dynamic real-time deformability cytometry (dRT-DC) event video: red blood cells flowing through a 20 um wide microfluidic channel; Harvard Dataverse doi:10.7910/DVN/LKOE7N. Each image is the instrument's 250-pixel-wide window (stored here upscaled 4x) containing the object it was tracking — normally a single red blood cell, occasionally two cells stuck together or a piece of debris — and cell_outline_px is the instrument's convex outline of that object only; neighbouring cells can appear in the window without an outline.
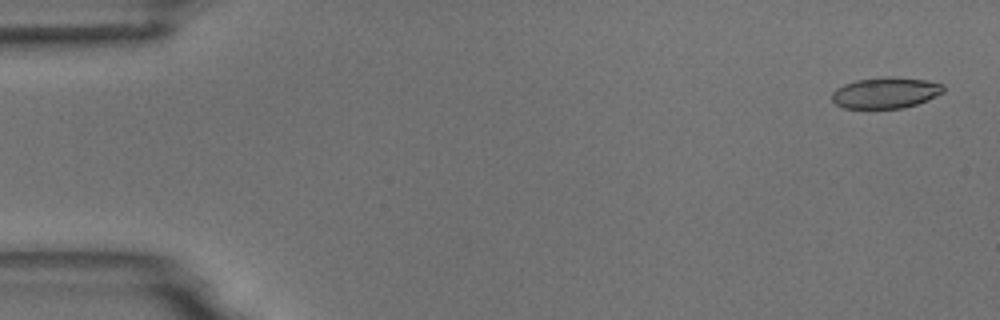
{"species": "common noctule bat (a hibernating species)", "species_latin": "Nyctalus noctula", "temperature_condition": "room temperature", "stored_images_in_passage": 5, "camera_frame_rate_fps": 3000, "um_per_image_px": 0.085, "animal": {"sex": "male", "body_mass_g": 18.8}, "frame": {"image": 1, "passage_image": 1, "time_ms": 0.0, "image_size_px": [1000, 320], "cell_outline_px": [[944, 92], [928, 100], [904, 108], [844, 108], [836, 104], [832, 100], [832, 92], [836, 88], [844, 84], [856, 80], [888, 76], [892, 76], [928, 80], [944, 84]], "centroid_in_image_um": [75.3, 7.88], "position_along_channel_um": 9.7, "area_um2": 20.35}}
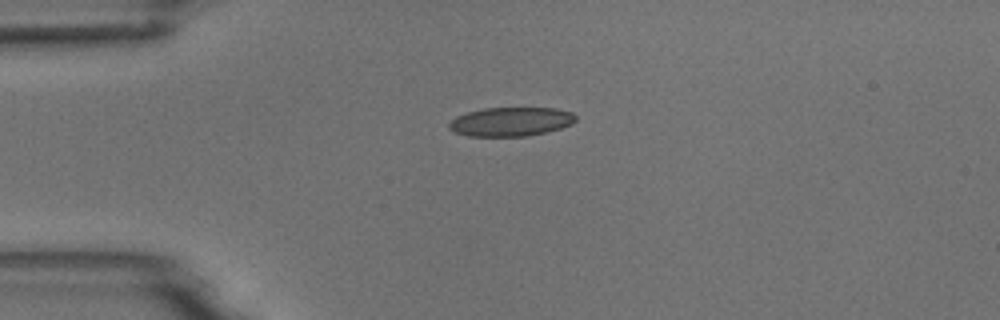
{"frame": {"image": 2, "passage_image": 4, "time_ms": 3.667, "image_size_px": [1000, 320], "cell_outline_px": [[576, 120], [572, 124], [560, 128], [528, 136], [468, 136], [456, 132], [448, 128], [448, 124], [456, 116], [468, 112], [484, 108], [556, 108], [572, 112], [576, 116]], "centroid_in_image_um": [43.43, 10.34], "position_along_channel_um": 41.6, "area_um2": 21.33}}